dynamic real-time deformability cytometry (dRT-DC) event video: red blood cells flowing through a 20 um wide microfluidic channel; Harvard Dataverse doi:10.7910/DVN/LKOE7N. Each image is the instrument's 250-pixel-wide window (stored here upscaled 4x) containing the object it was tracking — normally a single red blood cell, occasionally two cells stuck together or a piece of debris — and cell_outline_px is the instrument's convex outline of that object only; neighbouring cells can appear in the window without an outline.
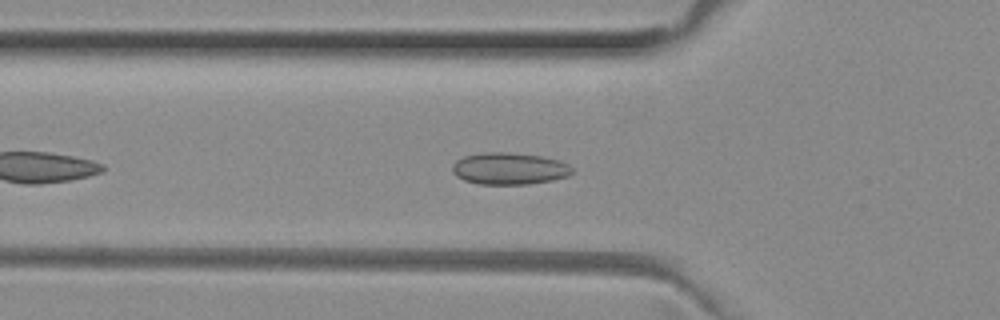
{"species": "common noctule bat (a hibernating species)", "species_latin": "Nyctalus noctula", "temperature_condition": "room temperature", "stored_images_in_passage": 42, "camera_frame_rate_fps": 3000, "um_per_image_px": 0.085, "animal": {"sex": "female", "body_mass_g": 29.2, "forearm_length_mm": 56.3}, "frame": {"image": 1, "passage_image": 7, "time_ms": 2.0, "image_size_px": [1000, 320], "cell_outline_px": [[572, 172], [568, 176], [552, 180], [528, 184], [480, 184], [464, 180], [456, 176], [452, 172], [452, 164], [456, 160], [464, 156], [480, 152], [508, 152], [544, 156], [560, 160], [568, 164], [572, 168]], "centroid_in_image_um": [43.28, 14.32], "position_along_channel_um": 82.5, "area_um2": 22.48}}
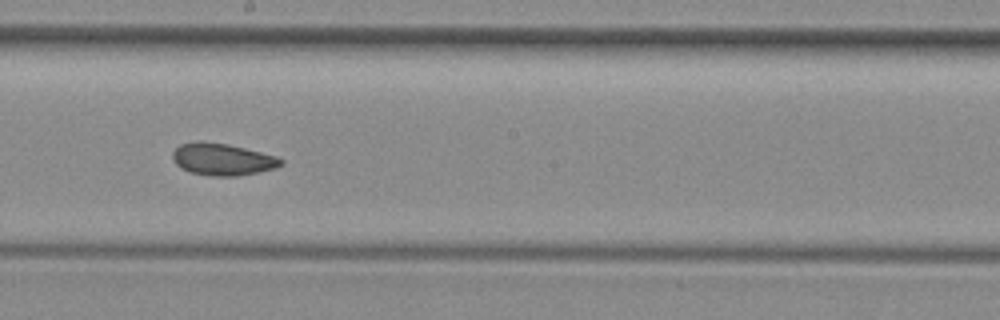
{"frame": {"image": 2, "passage_image": 18, "time_ms": 5.667, "image_size_px": [1000, 320], "cell_outline_px": [[284, 164], [276, 168], [260, 172], [236, 176], [212, 176], [192, 172], [180, 168], [172, 160], [172, 152], [180, 144], [228, 144], [276, 156], [284, 160]], "centroid_in_image_um": [18.96, 13.59], "position_along_channel_um": 229.2, "area_um2": 19.65}}
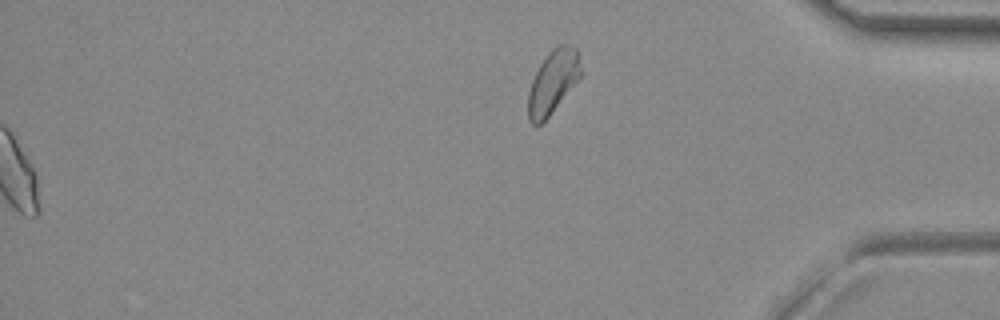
{"frame": {"image": 3, "passage_image": 42, "time_ms": 13.667, "image_size_px": [1000, 320], "cell_outline_px": [[580, 76], [548, 116], [540, 124], [532, 124], [528, 120], [528, 92], [532, 80], [540, 64], [548, 52], [556, 44], [564, 44], [576, 48], [580, 68]], "centroid_in_image_um": [46.95, 6.94], "position_along_channel_um": 388.2, "area_um2": 18.84}, "authors_computed_cell_mechanics": {"area_um2": 20.1722, "velocity_mm_per_s": 3.9931, "shape_relaxation_time_tau1_ms": null, "shape_relaxation_time_tau2_ms": 2.8636, "deformation_change_tau1": null, "deformation_change_tau2": 0.0593}}